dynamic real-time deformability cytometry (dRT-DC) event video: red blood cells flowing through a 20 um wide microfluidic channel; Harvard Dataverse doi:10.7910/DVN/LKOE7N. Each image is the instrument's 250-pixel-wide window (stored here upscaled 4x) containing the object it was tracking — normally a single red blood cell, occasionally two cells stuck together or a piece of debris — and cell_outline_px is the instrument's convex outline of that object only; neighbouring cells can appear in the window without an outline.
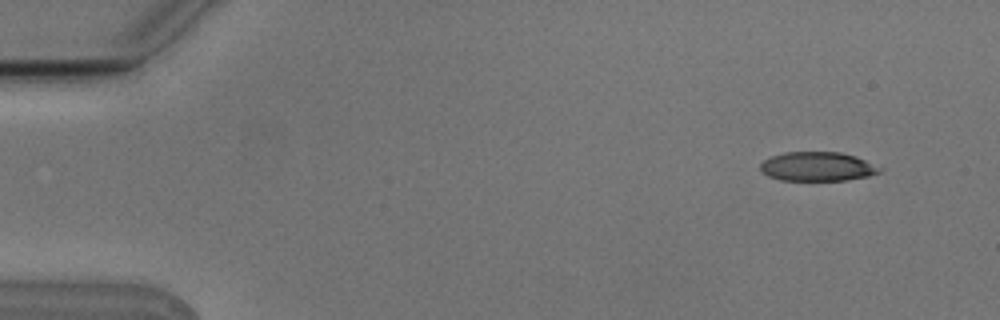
{"species": "Egyptian fruit bat (a non-hibernating species)", "species_latin": "Rousettus aegyptiacus", "temperature_condition": "cold", "stored_images_in_passage": 7, "camera_frame_rate_fps": 3000, "um_per_image_px": 0.085, "animal": {"sex": "male"}, "frame": {"image": 1, "passage_image": 2, "time_ms": 0.333, "image_size_px": [1000, 320], "cell_outline_px": [[884, 168], [880, 172], [868, 176], [848, 180], [780, 180], [768, 176], [760, 172], [760, 164], [764, 160], [772, 156], [784, 152], [840, 152], [856, 156]], "centroid_in_image_um": [69.49, 14.15], "position_along_channel_um": 15.5, "area_um2": 20.4}}